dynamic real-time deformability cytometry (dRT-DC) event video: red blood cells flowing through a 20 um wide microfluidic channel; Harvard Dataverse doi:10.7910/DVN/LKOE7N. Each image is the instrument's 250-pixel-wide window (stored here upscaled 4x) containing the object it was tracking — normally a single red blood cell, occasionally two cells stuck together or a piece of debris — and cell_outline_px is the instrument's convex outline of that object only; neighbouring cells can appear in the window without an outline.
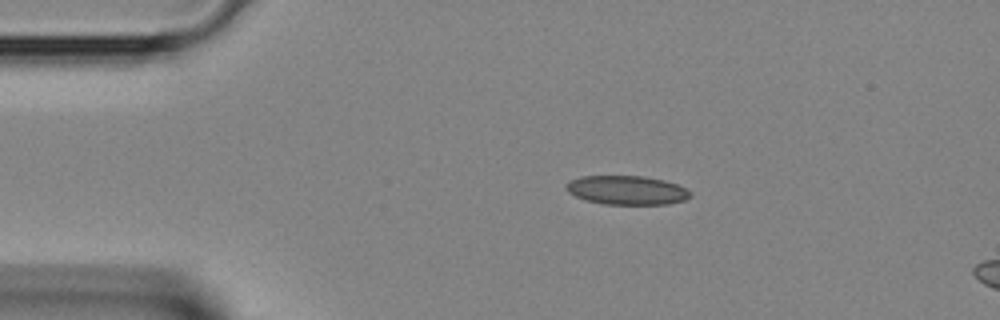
{"species": "Egyptian fruit bat (a non-hibernating species)", "species_latin": "Rousettus aegyptiacus", "temperature_condition": "room temperature", "stored_images_in_passage": 3, "segment_of_instrument_passage": [1, 2], "camera_frame_rate_fps": 3000, "um_per_image_px": 0.085, "animal": {"sex": "female"}, "frame": {"image": 1, "passage_image": 1, "time_ms": 0.0, "image_size_px": [1000, 320], "cell_outline_px": [[692, 196], [684, 200], [668, 204], [604, 204], [588, 200], [576, 196], [568, 192], [564, 188], [564, 184], [568, 180], [580, 176], [644, 176], [664, 180], [676, 184], [692, 192]], "centroid_in_image_um": [53.25, 16.15], "position_along_channel_um": 31.7, "area_um2": 21.04}}